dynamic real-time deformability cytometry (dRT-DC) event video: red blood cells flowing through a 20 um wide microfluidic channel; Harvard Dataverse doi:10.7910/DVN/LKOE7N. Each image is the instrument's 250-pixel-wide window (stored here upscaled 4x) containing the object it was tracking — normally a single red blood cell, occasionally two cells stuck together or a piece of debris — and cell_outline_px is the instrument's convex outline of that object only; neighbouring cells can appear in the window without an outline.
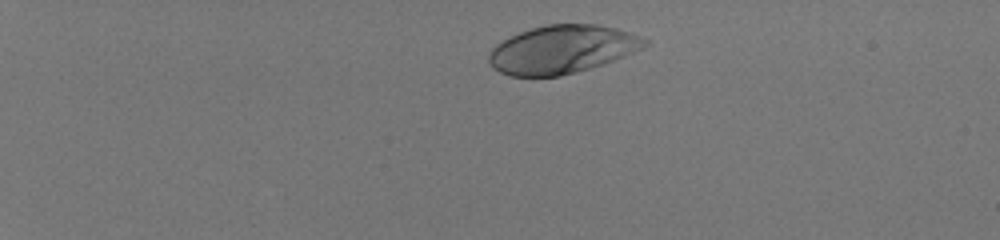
{"species": "human", "species_latin": "Homo sapiens", "temperature_condition": "room temperature", "stored_images_in_passage": 43, "camera_frame_rate_fps": 3000, "um_per_image_px": 0.085, "donor": {"sex": "male"}, "frame": {"image": 1, "passage_image": 2, "time_ms": 0.333, "image_size_px": [1000, 240], "cell_outline_px": [[648, 44], [644, 48], [604, 64], [576, 72], [560, 76], [512, 76], [500, 72], [492, 68], [488, 60], [488, 56], [492, 48], [496, 44], [520, 32], [544, 24], [596, 24], [616, 28], [628, 32], [648, 40]], "centroid_in_image_um": [47.78, 4.2], "position_along_channel_um": 37.2, "area_um2": 43.64}}
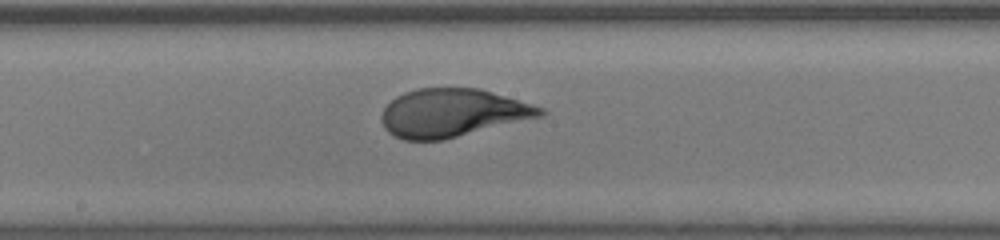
{"frame": {"image": 2, "passage_image": 23, "time_ms": 7.333, "image_size_px": [1000, 240], "cell_outline_px": [[548, 112], [544, 116], [444, 140], [404, 140], [388, 132], [384, 128], [380, 120], [380, 116], [384, 108], [396, 96], [404, 92], [416, 88], [480, 88], [532, 104], [544, 108]], "centroid_in_image_um": [38.47, 9.6], "position_along_channel_um": 209.7, "area_um2": 44.85}}
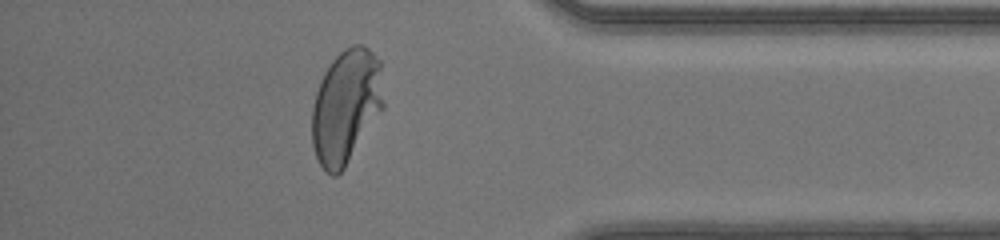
{"frame": {"image": 3, "passage_image": 38, "time_ms": 12.333, "image_size_px": [1000, 240], "cell_outline_px": [[384, 108], [344, 168], [336, 176], [332, 176], [320, 164], [316, 156], [312, 144], [312, 108], [316, 92], [320, 80], [324, 72], [332, 60], [344, 48], [352, 44], [364, 44], [380, 60], [384, 104]], "centroid_in_image_um": [29.42, 9.01], "position_along_channel_um": 405.8, "area_um2": 47.69}, "authors_computed_cell_mechanics": {"area_um2": 44.795, "velocity_mm_per_s": 4.1489, "shape_relaxation_time_tau1_ms": 3.5413, "shape_relaxation_time_tau2_ms": null, "deformation_change_tau1": 0.2212, "deformation_change_tau2": null}}